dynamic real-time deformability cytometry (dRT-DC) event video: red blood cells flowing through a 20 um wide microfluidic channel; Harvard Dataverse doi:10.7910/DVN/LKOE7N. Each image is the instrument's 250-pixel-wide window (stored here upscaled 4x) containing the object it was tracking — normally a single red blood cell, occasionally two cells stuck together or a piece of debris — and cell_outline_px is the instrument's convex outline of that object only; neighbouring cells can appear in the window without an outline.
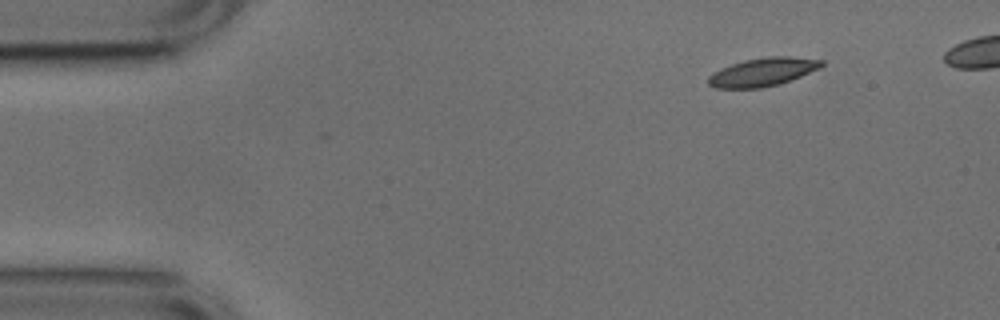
{"species": "common noctule bat (a hibernating species)", "species_latin": "Nyctalus noctula", "temperature_condition": "cold", "stored_images_in_passage": 44, "camera_frame_rate_fps": 3000, "um_per_image_px": 0.085, "animal": {"sex": "male", "body_mass_g": 17.9, "forearm_length_mm": 54.2}, "frame": {"image": 1, "passage_image": 1, "time_ms": 0.0, "image_size_px": [1000, 320], "cell_outline_px": [[824, 64], [820, 68], [780, 84], [760, 88], [716, 88], [708, 84], [708, 76], [712, 72], [720, 68], [744, 60], [768, 56], [792, 56], [824, 60]], "centroid_in_image_um": [64.83, 6.11], "position_along_channel_um": 20.2, "area_um2": 18.79}}
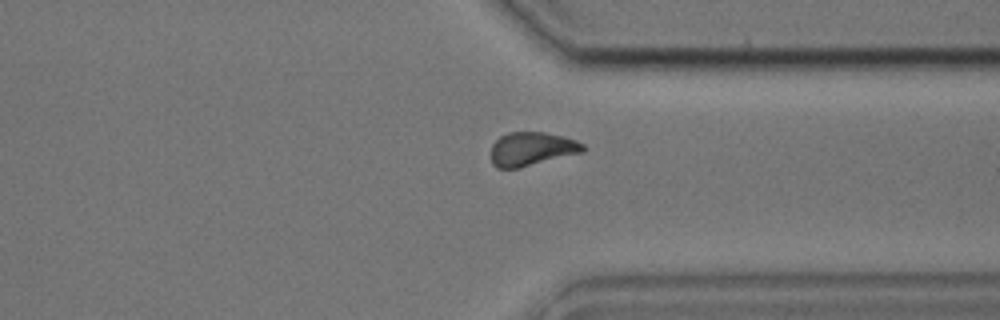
{"frame": {"image": 2, "passage_image": 35, "time_ms": 11.333, "image_size_px": [1000, 320], "cell_outline_px": [[584, 152], [520, 168], [496, 168], [492, 164], [492, 144], [500, 136], [508, 132], [544, 132], [564, 136], [576, 140], [584, 144]], "centroid_in_image_um": [45.21, 12.66], "position_along_channel_um": 366.2, "area_um2": 18.21}}
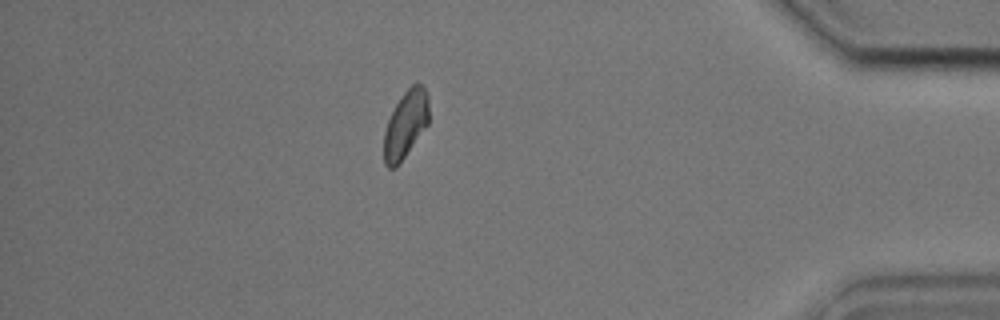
{"frame": {"image": 3, "passage_image": 41, "time_ms": 13.333, "image_size_px": [1000, 320], "cell_outline_px": [[428, 124], [396, 168], [388, 168], [384, 164], [384, 132], [388, 120], [396, 104], [404, 92], [412, 84], [420, 84], [424, 88], [428, 96]], "centroid_in_image_um": [34.46, 10.6], "position_along_channel_um": 400.7, "area_um2": 17.4}, "authors_computed_cell_mechanics": {"area_um2": 18.7561, "velocity_mm_per_s": 3.7425, "shape_relaxation_time_tau1_ms": 2.2477, "shape_relaxation_time_tau2_ms": 6.6266, "deformation_change_tau1": 0.0914, "deformation_change_tau2": 0.1179}}